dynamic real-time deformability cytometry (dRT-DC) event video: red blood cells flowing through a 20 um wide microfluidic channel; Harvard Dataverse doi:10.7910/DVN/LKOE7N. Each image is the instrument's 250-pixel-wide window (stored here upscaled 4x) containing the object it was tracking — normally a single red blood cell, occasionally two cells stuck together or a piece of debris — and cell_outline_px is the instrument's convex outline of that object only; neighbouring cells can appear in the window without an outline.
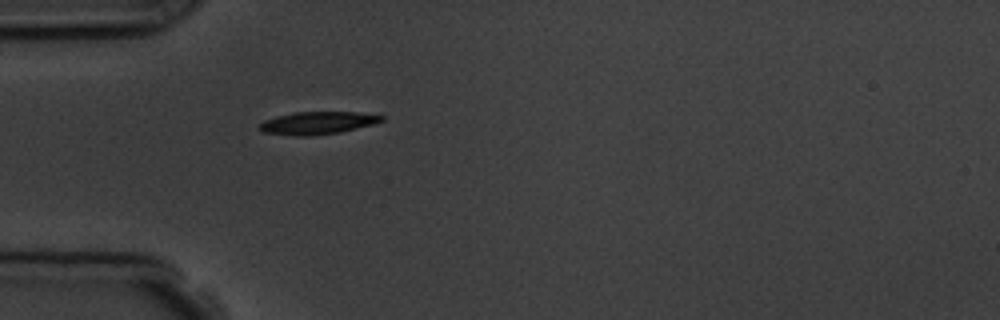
{"species": "common noctule bat (a hibernating species)", "species_latin": "Nyctalus noctula", "temperature_condition": "room temperature", "stored_images_in_passage": 1, "camera_frame_rate_fps": 3000, "um_per_image_px": 0.085, "animal": {"sex": "male", "body_mass_g": 19.5, "forearm_length_mm": 54.6}, "frame": {"image": 1, "passage_image": 1, "time_ms": 0.0, "image_size_px": [1000, 320], "cell_outline_px": [[384, 120], [376, 124], [340, 132], [312, 136], [296, 136], [264, 132], [256, 128], [264, 120], [276, 116], [292, 112], [356, 112], [384, 116]], "centroid_in_image_um": [26.98, 10.45], "position_along_channel_um": 58.0, "area_um2": 16.24}}